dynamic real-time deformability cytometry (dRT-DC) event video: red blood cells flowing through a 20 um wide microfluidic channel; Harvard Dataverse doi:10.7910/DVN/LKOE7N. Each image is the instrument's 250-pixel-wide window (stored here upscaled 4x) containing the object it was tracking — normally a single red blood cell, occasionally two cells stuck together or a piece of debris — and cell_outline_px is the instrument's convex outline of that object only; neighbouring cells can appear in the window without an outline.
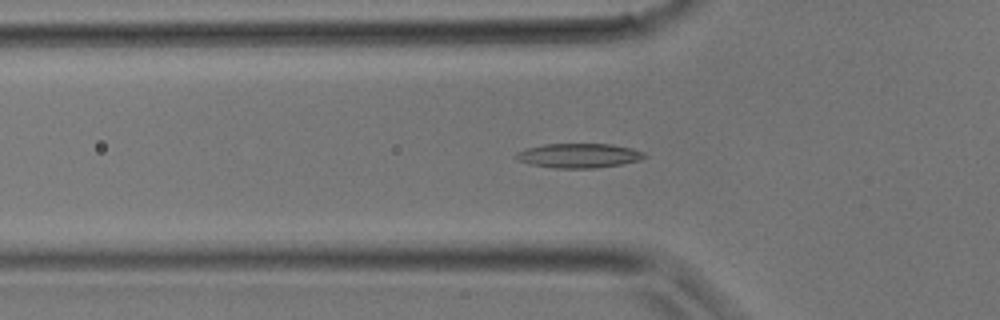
{"species": "common noctule bat (a hibernating species)", "species_latin": "Nyctalus noctula", "temperature_condition": "room temperature", "stored_images_in_passage": 35, "camera_frame_rate_fps": 3000, "um_per_image_px": 0.085, "animal": {"sex": "male", "body_mass_g": 17.9}, "frame": {"image": 1, "passage_image": 11, "time_ms": 3.333, "image_size_px": [1000, 320], "cell_outline_px": [[648, 156], [640, 160], [620, 164], [596, 168], [556, 168], [532, 164], [520, 160], [516, 156], [516, 152], [524, 148], [544, 144], [612, 144], [632, 148], [644, 152]], "centroid_in_image_um": [49.23, 13.21], "position_along_channel_um": 76.6, "area_um2": 18.21}}
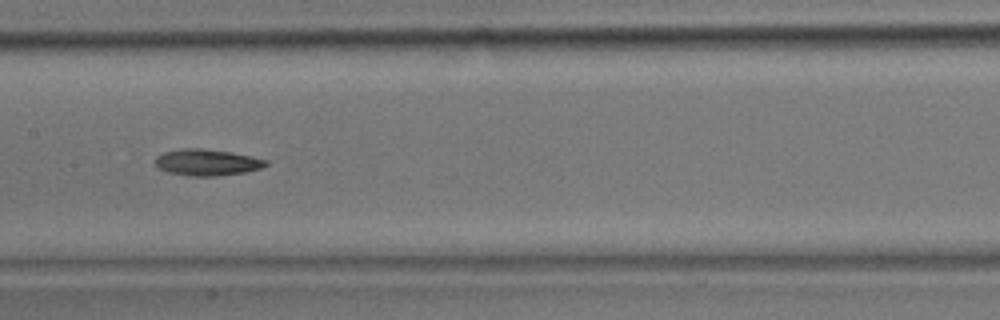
{"frame": {"image": 2, "passage_image": 17, "time_ms": 5.333, "image_size_px": [1000, 320], "cell_outline_px": [[268, 164], [264, 168], [244, 172], [216, 176], [188, 176], [168, 172], [156, 168], [156, 156], [164, 152], [184, 148], [200, 148], [232, 152], [252, 156], [268, 160]], "centroid_in_image_um": [17.61, 13.8], "position_along_channel_um": 189.8, "area_um2": 17.17}}
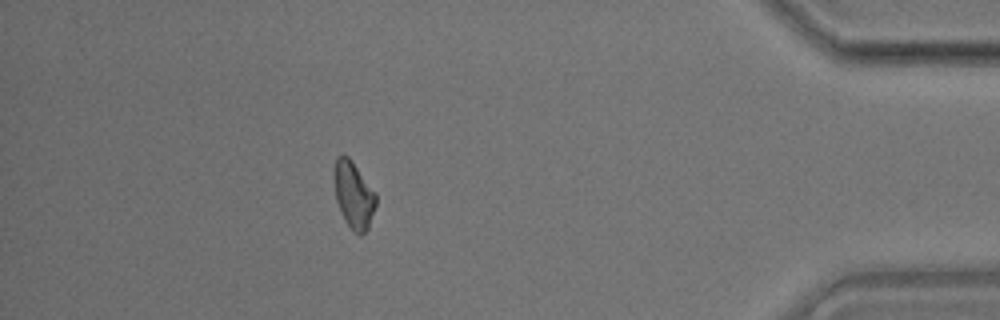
{"frame": {"image": 3, "passage_image": 31, "time_ms": 10.0, "image_size_px": [1000, 320], "cell_outline_px": [[376, 204], [368, 228], [360, 236], [344, 220], [336, 200], [336, 156], [348, 156], [376, 192]], "centroid_in_image_um": [30.1, 16.6], "position_along_channel_um": 405.1, "area_um2": 15.66}}